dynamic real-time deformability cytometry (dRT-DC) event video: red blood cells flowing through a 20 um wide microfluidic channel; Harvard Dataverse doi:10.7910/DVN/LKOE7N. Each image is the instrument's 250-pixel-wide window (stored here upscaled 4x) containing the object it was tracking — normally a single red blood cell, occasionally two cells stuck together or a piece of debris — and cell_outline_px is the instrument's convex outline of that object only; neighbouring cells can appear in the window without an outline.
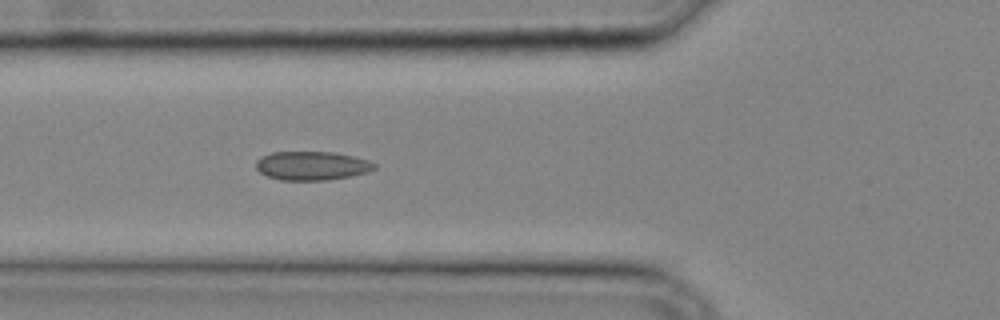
{"species": "common noctule bat (a hibernating species)", "species_latin": "Nyctalus noctula", "temperature_condition": "cold", "stored_images_in_passage": 27, "camera_frame_rate_fps": 3000, "um_per_image_px": 0.085, "animal": {"sex": "male", "body_mass_g": 20.4}, "frame": {"image": 1, "passage_image": 5, "time_ms": 1.333, "image_size_px": [1000, 320], "cell_outline_px": [[376, 168], [368, 172], [328, 180], [280, 180], [268, 176], [260, 172], [256, 168], [256, 160], [260, 156], [272, 152], [332, 152], [352, 156], [368, 160], [376, 164]], "centroid_in_image_um": [26.48, 14.08], "position_along_channel_um": 99.3, "area_um2": 19.83}}
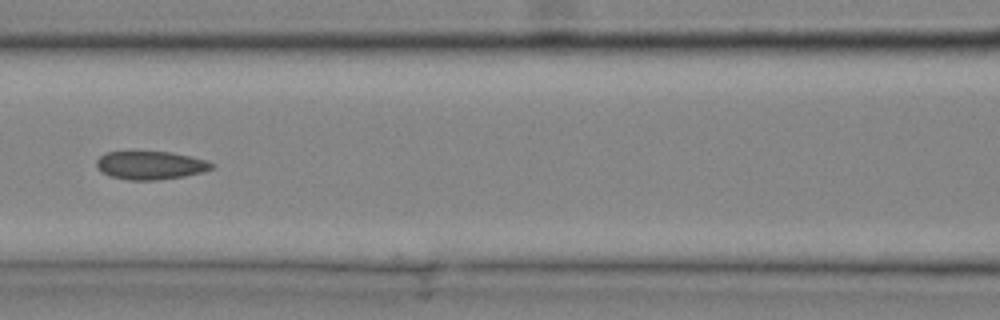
{"frame": {"image": 2, "passage_image": 8, "time_ms": 2.333, "image_size_px": [1000, 320], "cell_outline_px": [[216, 164], [212, 168], [204, 172], [184, 176], [156, 180], [128, 180], [108, 176], [100, 172], [96, 168], [96, 160], [100, 156], [108, 152], [172, 152], [192, 156], [208, 160]], "centroid_in_image_um": [12.8, 14.05], "position_along_channel_um": 153.8, "area_um2": 19.25}}